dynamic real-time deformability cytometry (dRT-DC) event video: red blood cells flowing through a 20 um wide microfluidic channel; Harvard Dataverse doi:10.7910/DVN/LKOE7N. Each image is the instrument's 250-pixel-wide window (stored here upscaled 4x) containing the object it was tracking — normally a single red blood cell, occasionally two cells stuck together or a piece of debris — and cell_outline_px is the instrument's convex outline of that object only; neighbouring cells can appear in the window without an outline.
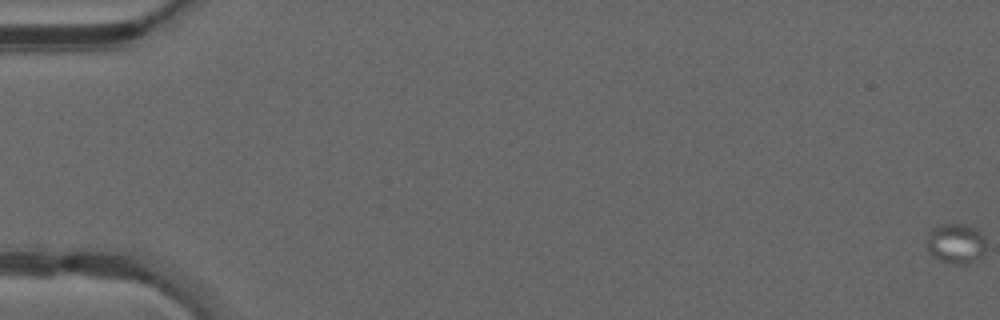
{"species": "common noctule bat (a hibernating species)", "species_latin": "Nyctalus noctula", "temperature_condition": "warm", "stored_images_in_passage": 27, "camera_frame_rate_fps": 3000, "um_per_image_px": 0.085, "animal": {"sex": "male", "forearm_length_mm": 52.5}, "frame": {"image": 1, "passage_image": 1, "time_ms": 0.0, "image_size_px": [1000, 320], "cell_outline_px": [[984, 256], [976, 260], [964, 264], [956, 264], [940, 260], [928, 252], [928, 232], [932, 228], [940, 224], [964, 224], [976, 228], [984, 236]], "centroid_in_image_um": [81.26, 20.69], "position_along_channel_um": 3.7, "area_um2": 13.81}}